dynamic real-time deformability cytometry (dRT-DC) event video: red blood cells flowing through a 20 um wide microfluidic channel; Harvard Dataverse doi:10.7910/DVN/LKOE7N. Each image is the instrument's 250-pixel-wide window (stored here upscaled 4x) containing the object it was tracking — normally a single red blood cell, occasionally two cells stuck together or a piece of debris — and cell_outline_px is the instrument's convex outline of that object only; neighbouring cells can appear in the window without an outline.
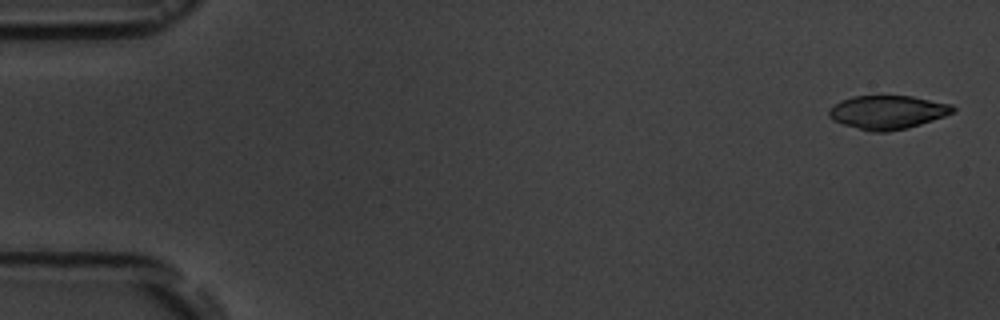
{"species": "common noctule bat (a hibernating species)", "species_latin": "Nyctalus noctula", "temperature_condition": "room temperature", "stored_images_in_passage": 5, "camera_frame_rate_fps": 3000, "um_per_image_px": 0.085, "animal": {"sex": "male", "body_mass_g": 19.5, "forearm_length_mm": 54.6}, "frame": {"image": 1, "passage_image": 1, "time_ms": 0.0, "image_size_px": [1000, 320], "cell_outline_px": [[956, 108], [952, 112], [944, 116], [908, 128], [888, 132], [872, 132], [844, 124], [832, 120], [828, 116], [828, 108], [840, 100], [852, 96], [912, 96], [952, 104]], "centroid_in_image_um": [75.41, 9.53], "position_along_channel_um": 9.6, "area_um2": 24.33}}